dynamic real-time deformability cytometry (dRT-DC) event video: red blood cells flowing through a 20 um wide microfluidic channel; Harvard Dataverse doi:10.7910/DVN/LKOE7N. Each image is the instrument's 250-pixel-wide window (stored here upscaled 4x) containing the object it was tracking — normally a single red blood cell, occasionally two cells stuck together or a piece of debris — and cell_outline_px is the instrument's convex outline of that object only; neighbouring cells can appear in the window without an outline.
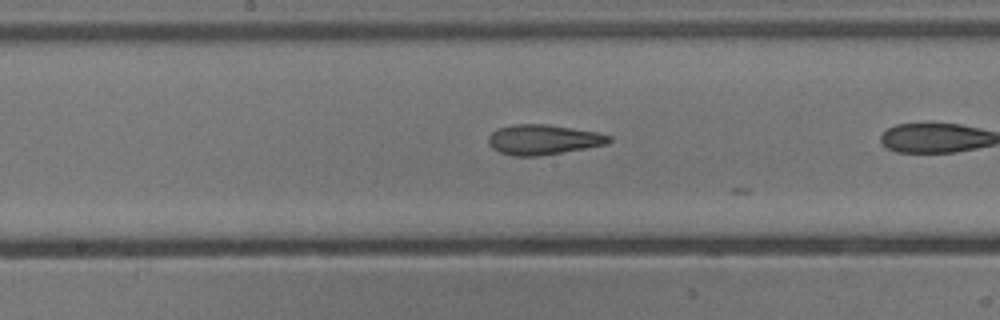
{"species": "common noctule bat (a hibernating species)", "species_latin": "Nyctalus noctula", "temperature_condition": "cold", "stored_images_in_passage": 13, "camera_frame_rate_fps": 3000, "um_per_image_px": 0.085, "animal": {"sex": "male", "body_mass_g": 13.3}, "frame": {"image": 1, "passage_image": 12, "time_ms": 3.667, "image_size_px": [1000, 320], "cell_outline_px": [[612, 140], [608, 144], [540, 156], [512, 156], [500, 152], [492, 148], [488, 144], [488, 136], [496, 128], [512, 124], [544, 124], [596, 132], [612, 136]], "centroid_in_image_um": [46.14, 11.87], "position_along_channel_um": 202.1, "area_um2": 21.15}}